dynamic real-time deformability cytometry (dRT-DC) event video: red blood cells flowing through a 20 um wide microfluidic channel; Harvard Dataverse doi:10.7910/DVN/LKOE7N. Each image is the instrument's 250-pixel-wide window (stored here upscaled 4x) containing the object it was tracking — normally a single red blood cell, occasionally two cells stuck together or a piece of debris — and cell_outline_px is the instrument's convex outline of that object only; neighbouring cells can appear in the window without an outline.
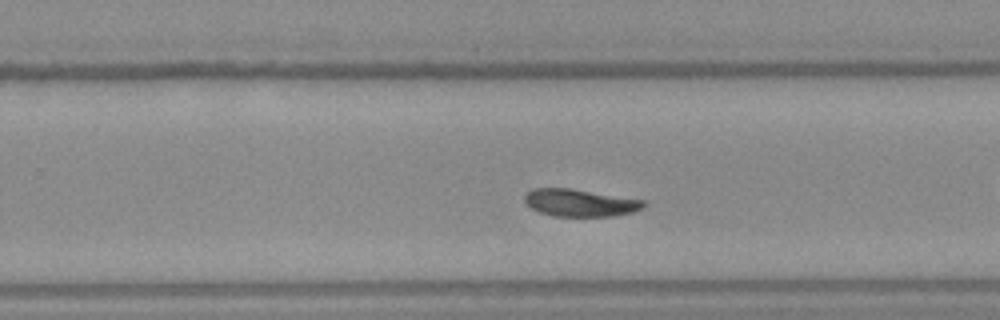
{"species": "Egyptian fruit bat (a non-hibernating species)", "species_latin": "Rousettus aegyptiacus", "temperature_condition": "warm", "stored_images_in_passage": 41, "camera_frame_rate_fps": 3000, "um_per_image_px": 0.085, "frame": {"image": 1, "passage_image": 24, "time_ms": 7.667, "image_size_px": [1000, 320], "cell_outline_px": [[644, 208], [632, 212], [612, 216], [552, 216], [540, 212], [532, 208], [524, 200], [524, 196], [532, 188], [572, 188], [644, 200]], "centroid_in_image_um": [49.3, 17.23], "position_along_channel_um": 280.5, "area_um2": 18.9}}
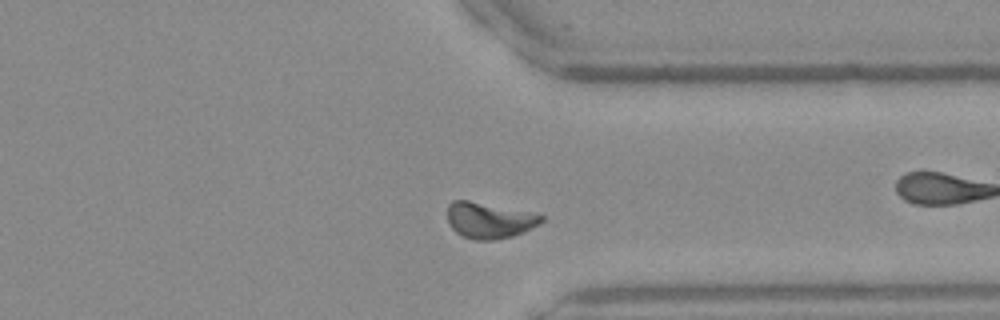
{"frame": {"image": 2, "passage_image": 30, "time_ms": 9.667, "image_size_px": [1000, 320], "cell_outline_px": [[544, 220], [540, 224], [524, 232], [512, 236], [496, 240], [472, 240], [456, 232], [452, 228], [448, 220], [448, 204], [452, 200], [468, 200], [536, 212], [544, 216]], "centroid_in_image_um": [41.63, 18.71], "position_along_channel_um": 369.8, "area_um2": 20.06}}